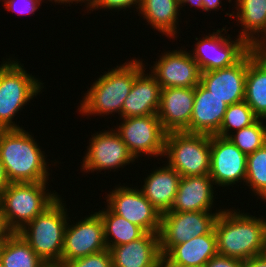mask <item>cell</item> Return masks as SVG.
<instances>
[{
	"label": "cell",
	"instance_id": "6da1fadb",
	"mask_svg": "<svg viewBox=\"0 0 266 267\" xmlns=\"http://www.w3.org/2000/svg\"><path fill=\"white\" fill-rule=\"evenodd\" d=\"M32 133L0 129V160L10 183L48 182L49 164Z\"/></svg>",
	"mask_w": 266,
	"mask_h": 267
},
{
	"label": "cell",
	"instance_id": "7a4b0ae2",
	"mask_svg": "<svg viewBox=\"0 0 266 267\" xmlns=\"http://www.w3.org/2000/svg\"><path fill=\"white\" fill-rule=\"evenodd\" d=\"M266 217H256L240 210L223 209L215 222L217 253L247 260L263 252Z\"/></svg>",
	"mask_w": 266,
	"mask_h": 267
},
{
	"label": "cell",
	"instance_id": "3957f363",
	"mask_svg": "<svg viewBox=\"0 0 266 267\" xmlns=\"http://www.w3.org/2000/svg\"><path fill=\"white\" fill-rule=\"evenodd\" d=\"M145 69L143 60L132 59L114 67L98 77L80 101L78 111L82 116H122V107L134 84V79Z\"/></svg>",
	"mask_w": 266,
	"mask_h": 267
},
{
	"label": "cell",
	"instance_id": "277c9868",
	"mask_svg": "<svg viewBox=\"0 0 266 267\" xmlns=\"http://www.w3.org/2000/svg\"><path fill=\"white\" fill-rule=\"evenodd\" d=\"M47 184L48 182L10 183L2 192L0 212L9 232H19L60 197L57 192H49Z\"/></svg>",
	"mask_w": 266,
	"mask_h": 267
},
{
	"label": "cell",
	"instance_id": "5b68a950",
	"mask_svg": "<svg viewBox=\"0 0 266 267\" xmlns=\"http://www.w3.org/2000/svg\"><path fill=\"white\" fill-rule=\"evenodd\" d=\"M61 198L18 232L49 267H61L64 232L70 219Z\"/></svg>",
	"mask_w": 266,
	"mask_h": 267
},
{
	"label": "cell",
	"instance_id": "8992f818",
	"mask_svg": "<svg viewBox=\"0 0 266 267\" xmlns=\"http://www.w3.org/2000/svg\"><path fill=\"white\" fill-rule=\"evenodd\" d=\"M6 60L0 65V129H21L14 117L40 94L44 83L27 73L18 60Z\"/></svg>",
	"mask_w": 266,
	"mask_h": 267
},
{
	"label": "cell",
	"instance_id": "52a82bcc",
	"mask_svg": "<svg viewBox=\"0 0 266 267\" xmlns=\"http://www.w3.org/2000/svg\"><path fill=\"white\" fill-rule=\"evenodd\" d=\"M210 137L185 131L166 133L163 155L167 158L166 163L181 177L209 175Z\"/></svg>",
	"mask_w": 266,
	"mask_h": 267
},
{
	"label": "cell",
	"instance_id": "ba28073f",
	"mask_svg": "<svg viewBox=\"0 0 266 267\" xmlns=\"http://www.w3.org/2000/svg\"><path fill=\"white\" fill-rule=\"evenodd\" d=\"M223 209L212 211L165 212L161 215L159 242L162 256L174 245L211 233ZM218 211V212H217Z\"/></svg>",
	"mask_w": 266,
	"mask_h": 267
},
{
	"label": "cell",
	"instance_id": "9c48e42d",
	"mask_svg": "<svg viewBox=\"0 0 266 267\" xmlns=\"http://www.w3.org/2000/svg\"><path fill=\"white\" fill-rule=\"evenodd\" d=\"M223 31L227 33L226 27L205 35L201 40L195 38L198 42L190 54L202 72L234 65L252 48L243 38L237 36L236 40H231L230 35L221 34Z\"/></svg>",
	"mask_w": 266,
	"mask_h": 267
},
{
	"label": "cell",
	"instance_id": "30bf717a",
	"mask_svg": "<svg viewBox=\"0 0 266 267\" xmlns=\"http://www.w3.org/2000/svg\"><path fill=\"white\" fill-rule=\"evenodd\" d=\"M119 119L123 121L115 130L135 159L138 160L140 155L142 158V154L163 157L166 132L157 115Z\"/></svg>",
	"mask_w": 266,
	"mask_h": 267
},
{
	"label": "cell",
	"instance_id": "8fae6325",
	"mask_svg": "<svg viewBox=\"0 0 266 267\" xmlns=\"http://www.w3.org/2000/svg\"><path fill=\"white\" fill-rule=\"evenodd\" d=\"M91 137L80 168L85 173L112 169L115 171L135 162V158L115 129L96 132Z\"/></svg>",
	"mask_w": 266,
	"mask_h": 267
},
{
	"label": "cell",
	"instance_id": "7c38bea8",
	"mask_svg": "<svg viewBox=\"0 0 266 267\" xmlns=\"http://www.w3.org/2000/svg\"><path fill=\"white\" fill-rule=\"evenodd\" d=\"M107 206L117 215L141 227L148 233H159L161 213L141 190L119 186L106 195Z\"/></svg>",
	"mask_w": 266,
	"mask_h": 267
},
{
	"label": "cell",
	"instance_id": "4fadbf2b",
	"mask_svg": "<svg viewBox=\"0 0 266 267\" xmlns=\"http://www.w3.org/2000/svg\"><path fill=\"white\" fill-rule=\"evenodd\" d=\"M69 221L64 232L61 266L68 261L107 249L104 224L98 212L87 215L76 224Z\"/></svg>",
	"mask_w": 266,
	"mask_h": 267
},
{
	"label": "cell",
	"instance_id": "5bb4252c",
	"mask_svg": "<svg viewBox=\"0 0 266 267\" xmlns=\"http://www.w3.org/2000/svg\"><path fill=\"white\" fill-rule=\"evenodd\" d=\"M209 176L219 187H229L246 180L247 155L227 137L211 135ZM241 180V181H240Z\"/></svg>",
	"mask_w": 266,
	"mask_h": 267
},
{
	"label": "cell",
	"instance_id": "9a60e30c",
	"mask_svg": "<svg viewBox=\"0 0 266 267\" xmlns=\"http://www.w3.org/2000/svg\"><path fill=\"white\" fill-rule=\"evenodd\" d=\"M159 57L150 68L161 88H195L201 80L202 71L187 50H170Z\"/></svg>",
	"mask_w": 266,
	"mask_h": 267
},
{
	"label": "cell",
	"instance_id": "2e32d148",
	"mask_svg": "<svg viewBox=\"0 0 266 267\" xmlns=\"http://www.w3.org/2000/svg\"><path fill=\"white\" fill-rule=\"evenodd\" d=\"M194 97L195 88H161L157 116L166 133L183 131L190 133Z\"/></svg>",
	"mask_w": 266,
	"mask_h": 267
},
{
	"label": "cell",
	"instance_id": "e0dca14e",
	"mask_svg": "<svg viewBox=\"0 0 266 267\" xmlns=\"http://www.w3.org/2000/svg\"><path fill=\"white\" fill-rule=\"evenodd\" d=\"M247 53L234 65L202 72L200 84L226 105L244 101Z\"/></svg>",
	"mask_w": 266,
	"mask_h": 267
},
{
	"label": "cell",
	"instance_id": "ac0fdd59",
	"mask_svg": "<svg viewBox=\"0 0 266 267\" xmlns=\"http://www.w3.org/2000/svg\"><path fill=\"white\" fill-rule=\"evenodd\" d=\"M112 267H162L158 233L145 232L140 238L109 249Z\"/></svg>",
	"mask_w": 266,
	"mask_h": 267
},
{
	"label": "cell",
	"instance_id": "d6986e66",
	"mask_svg": "<svg viewBox=\"0 0 266 267\" xmlns=\"http://www.w3.org/2000/svg\"><path fill=\"white\" fill-rule=\"evenodd\" d=\"M214 182L209 175L181 177L177 194L168 212L212 211ZM214 189V190H213Z\"/></svg>",
	"mask_w": 266,
	"mask_h": 267
},
{
	"label": "cell",
	"instance_id": "ffe728a7",
	"mask_svg": "<svg viewBox=\"0 0 266 267\" xmlns=\"http://www.w3.org/2000/svg\"><path fill=\"white\" fill-rule=\"evenodd\" d=\"M226 105L205 89L200 83L195 87L193 111L190 120V133L216 135L219 132Z\"/></svg>",
	"mask_w": 266,
	"mask_h": 267
},
{
	"label": "cell",
	"instance_id": "44dd1931",
	"mask_svg": "<svg viewBox=\"0 0 266 267\" xmlns=\"http://www.w3.org/2000/svg\"><path fill=\"white\" fill-rule=\"evenodd\" d=\"M143 70L135 79L126 97L120 118L157 115L160 106L161 87L157 79Z\"/></svg>",
	"mask_w": 266,
	"mask_h": 267
},
{
	"label": "cell",
	"instance_id": "7402d4cb",
	"mask_svg": "<svg viewBox=\"0 0 266 267\" xmlns=\"http://www.w3.org/2000/svg\"><path fill=\"white\" fill-rule=\"evenodd\" d=\"M217 253L215 230L174 245L164 256L162 266H205Z\"/></svg>",
	"mask_w": 266,
	"mask_h": 267
},
{
	"label": "cell",
	"instance_id": "603a6c76",
	"mask_svg": "<svg viewBox=\"0 0 266 267\" xmlns=\"http://www.w3.org/2000/svg\"><path fill=\"white\" fill-rule=\"evenodd\" d=\"M181 175L168 164L161 166L145 177L140 190L150 203L161 213L171 210L178 191Z\"/></svg>",
	"mask_w": 266,
	"mask_h": 267
},
{
	"label": "cell",
	"instance_id": "cb8c5ba5",
	"mask_svg": "<svg viewBox=\"0 0 266 267\" xmlns=\"http://www.w3.org/2000/svg\"><path fill=\"white\" fill-rule=\"evenodd\" d=\"M236 14L227 13L236 17L241 29L238 37L243 38L251 47L266 39V0H236ZM235 14V15H234ZM260 33V35H259ZM262 35V36H261Z\"/></svg>",
	"mask_w": 266,
	"mask_h": 267
},
{
	"label": "cell",
	"instance_id": "d4e9b609",
	"mask_svg": "<svg viewBox=\"0 0 266 267\" xmlns=\"http://www.w3.org/2000/svg\"><path fill=\"white\" fill-rule=\"evenodd\" d=\"M244 101L261 119H266V63L252 47L247 52Z\"/></svg>",
	"mask_w": 266,
	"mask_h": 267
},
{
	"label": "cell",
	"instance_id": "484cf974",
	"mask_svg": "<svg viewBox=\"0 0 266 267\" xmlns=\"http://www.w3.org/2000/svg\"><path fill=\"white\" fill-rule=\"evenodd\" d=\"M179 8V0H142L138 13L154 30L175 39L178 33Z\"/></svg>",
	"mask_w": 266,
	"mask_h": 267
},
{
	"label": "cell",
	"instance_id": "4316f807",
	"mask_svg": "<svg viewBox=\"0 0 266 267\" xmlns=\"http://www.w3.org/2000/svg\"><path fill=\"white\" fill-rule=\"evenodd\" d=\"M0 262L5 267H49L18 232H10L4 239Z\"/></svg>",
	"mask_w": 266,
	"mask_h": 267
},
{
	"label": "cell",
	"instance_id": "83f0119b",
	"mask_svg": "<svg viewBox=\"0 0 266 267\" xmlns=\"http://www.w3.org/2000/svg\"><path fill=\"white\" fill-rule=\"evenodd\" d=\"M98 214L104 224L107 249L132 242L145 233L141 227L115 214L108 206L99 210Z\"/></svg>",
	"mask_w": 266,
	"mask_h": 267
},
{
	"label": "cell",
	"instance_id": "f1b7e54d",
	"mask_svg": "<svg viewBox=\"0 0 266 267\" xmlns=\"http://www.w3.org/2000/svg\"><path fill=\"white\" fill-rule=\"evenodd\" d=\"M245 183L258 199L266 198V144L247 155Z\"/></svg>",
	"mask_w": 266,
	"mask_h": 267
},
{
	"label": "cell",
	"instance_id": "f546056e",
	"mask_svg": "<svg viewBox=\"0 0 266 267\" xmlns=\"http://www.w3.org/2000/svg\"><path fill=\"white\" fill-rule=\"evenodd\" d=\"M265 123L266 119L258 118L253 124L233 132L227 138L232 141L240 151L249 155L266 144Z\"/></svg>",
	"mask_w": 266,
	"mask_h": 267
},
{
	"label": "cell",
	"instance_id": "4dcf8cb0",
	"mask_svg": "<svg viewBox=\"0 0 266 267\" xmlns=\"http://www.w3.org/2000/svg\"><path fill=\"white\" fill-rule=\"evenodd\" d=\"M258 117L245 101L234 103L227 107L219 132L221 137H228L233 131L241 130L253 124Z\"/></svg>",
	"mask_w": 266,
	"mask_h": 267
},
{
	"label": "cell",
	"instance_id": "1f68e13d",
	"mask_svg": "<svg viewBox=\"0 0 266 267\" xmlns=\"http://www.w3.org/2000/svg\"><path fill=\"white\" fill-rule=\"evenodd\" d=\"M61 267H112L109 249L74 259L64 263Z\"/></svg>",
	"mask_w": 266,
	"mask_h": 267
},
{
	"label": "cell",
	"instance_id": "d6a6232c",
	"mask_svg": "<svg viewBox=\"0 0 266 267\" xmlns=\"http://www.w3.org/2000/svg\"><path fill=\"white\" fill-rule=\"evenodd\" d=\"M142 0H93L88 10H98V9H111L121 11L126 8L131 9L132 5L135 6L138 12L141 6Z\"/></svg>",
	"mask_w": 266,
	"mask_h": 267
},
{
	"label": "cell",
	"instance_id": "836d02e7",
	"mask_svg": "<svg viewBox=\"0 0 266 267\" xmlns=\"http://www.w3.org/2000/svg\"><path fill=\"white\" fill-rule=\"evenodd\" d=\"M5 10L16 12L18 15L34 14L43 0H2Z\"/></svg>",
	"mask_w": 266,
	"mask_h": 267
},
{
	"label": "cell",
	"instance_id": "e575fe53",
	"mask_svg": "<svg viewBox=\"0 0 266 267\" xmlns=\"http://www.w3.org/2000/svg\"><path fill=\"white\" fill-rule=\"evenodd\" d=\"M242 262V260L236 258L217 254L205 264V267H242Z\"/></svg>",
	"mask_w": 266,
	"mask_h": 267
},
{
	"label": "cell",
	"instance_id": "d590c367",
	"mask_svg": "<svg viewBox=\"0 0 266 267\" xmlns=\"http://www.w3.org/2000/svg\"><path fill=\"white\" fill-rule=\"evenodd\" d=\"M242 267H266V256L260 254L244 260Z\"/></svg>",
	"mask_w": 266,
	"mask_h": 267
},
{
	"label": "cell",
	"instance_id": "8d00e7d4",
	"mask_svg": "<svg viewBox=\"0 0 266 267\" xmlns=\"http://www.w3.org/2000/svg\"><path fill=\"white\" fill-rule=\"evenodd\" d=\"M228 1V0H227ZM203 2V11L209 12L213 10H219L221 8V0H202ZM229 3L232 2L231 0L228 1Z\"/></svg>",
	"mask_w": 266,
	"mask_h": 267
},
{
	"label": "cell",
	"instance_id": "74e56055",
	"mask_svg": "<svg viewBox=\"0 0 266 267\" xmlns=\"http://www.w3.org/2000/svg\"><path fill=\"white\" fill-rule=\"evenodd\" d=\"M253 48L256 54L266 63V39L258 42Z\"/></svg>",
	"mask_w": 266,
	"mask_h": 267
},
{
	"label": "cell",
	"instance_id": "f35d334b",
	"mask_svg": "<svg viewBox=\"0 0 266 267\" xmlns=\"http://www.w3.org/2000/svg\"><path fill=\"white\" fill-rule=\"evenodd\" d=\"M9 184L10 182L6 176L4 166L0 160V195L7 188Z\"/></svg>",
	"mask_w": 266,
	"mask_h": 267
},
{
	"label": "cell",
	"instance_id": "ab89813d",
	"mask_svg": "<svg viewBox=\"0 0 266 267\" xmlns=\"http://www.w3.org/2000/svg\"><path fill=\"white\" fill-rule=\"evenodd\" d=\"M180 2V9L184 7L183 5H187L188 3L191 6H195V8H200L203 11V2L202 0H179Z\"/></svg>",
	"mask_w": 266,
	"mask_h": 267
},
{
	"label": "cell",
	"instance_id": "60d3db41",
	"mask_svg": "<svg viewBox=\"0 0 266 267\" xmlns=\"http://www.w3.org/2000/svg\"><path fill=\"white\" fill-rule=\"evenodd\" d=\"M48 1H54L55 3L57 2L58 4L60 3L61 5L62 4H68L69 3V6H70V3L72 4L73 2H77V3H85V5H87L86 7L88 8L92 1L93 0H48Z\"/></svg>",
	"mask_w": 266,
	"mask_h": 267
},
{
	"label": "cell",
	"instance_id": "b9f144b4",
	"mask_svg": "<svg viewBox=\"0 0 266 267\" xmlns=\"http://www.w3.org/2000/svg\"><path fill=\"white\" fill-rule=\"evenodd\" d=\"M9 233L10 232L7 230L0 212V241H4V239Z\"/></svg>",
	"mask_w": 266,
	"mask_h": 267
},
{
	"label": "cell",
	"instance_id": "7bdbcfd3",
	"mask_svg": "<svg viewBox=\"0 0 266 267\" xmlns=\"http://www.w3.org/2000/svg\"><path fill=\"white\" fill-rule=\"evenodd\" d=\"M262 254L266 256V227H265V232H264V246H263Z\"/></svg>",
	"mask_w": 266,
	"mask_h": 267
},
{
	"label": "cell",
	"instance_id": "ee69618b",
	"mask_svg": "<svg viewBox=\"0 0 266 267\" xmlns=\"http://www.w3.org/2000/svg\"><path fill=\"white\" fill-rule=\"evenodd\" d=\"M162 267H179V266H162ZM186 267H205V266H186Z\"/></svg>",
	"mask_w": 266,
	"mask_h": 267
},
{
	"label": "cell",
	"instance_id": "f6af8a7d",
	"mask_svg": "<svg viewBox=\"0 0 266 267\" xmlns=\"http://www.w3.org/2000/svg\"><path fill=\"white\" fill-rule=\"evenodd\" d=\"M2 244H3V241H0V249H1Z\"/></svg>",
	"mask_w": 266,
	"mask_h": 267
}]
</instances>
